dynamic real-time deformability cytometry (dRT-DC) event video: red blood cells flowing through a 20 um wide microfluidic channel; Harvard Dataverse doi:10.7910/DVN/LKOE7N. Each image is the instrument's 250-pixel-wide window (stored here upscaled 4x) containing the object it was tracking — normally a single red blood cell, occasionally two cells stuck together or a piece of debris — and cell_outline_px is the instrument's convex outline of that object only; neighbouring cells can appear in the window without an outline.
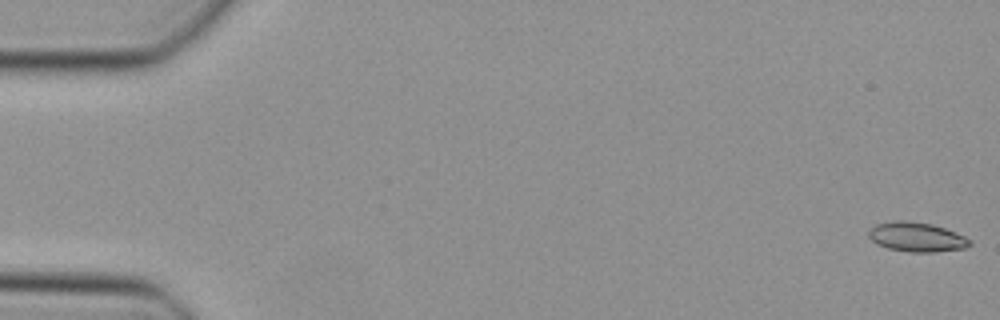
{"species": "Egyptian fruit bat (a non-hibernating species)", "species_latin": "Rousettus aegyptiacus", "temperature_condition": "cold", "stored_images_in_passage": 19, "camera_frame_rate_fps": 3000, "um_per_image_px": 0.085, "animal": {"sex": "female"}, "frame": {"image": 1, "passage_image": 1, "time_ms": 0.0, "image_size_px": [1000, 320], "cell_outline_px": [[972, 244], [964, 248], [936, 252], [908, 252], [888, 248], [876, 244], [868, 236], [868, 232], [876, 224], [896, 220], [908, 220], [932, 224], [956, 232], [972, 240]], "centroid_in_image_um": [77.92, 20.14], "position_along_channel_um": 7.1, "area_um2": 17.46}}
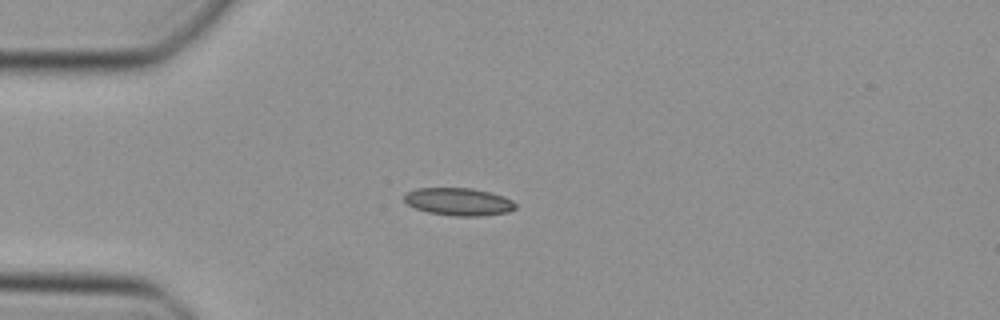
{"frame": {"image": 2, "passage_image": 13, "time_ms": 4.0, "image_size_px": [1000, 320], "cell_outline_px": [[516, 208], [508, 212], [484, 216], [452, 216], [428, 212], [416, 208], [408, 204], [404, 200], [404, 192], [416, 188], [472, 188], [504, 196], [512, 200], [516, 204]], "centroid_in_image_um": [38.98, 17.14], "position_along_channel_um": 46.0, "area_um2": 18.03}}
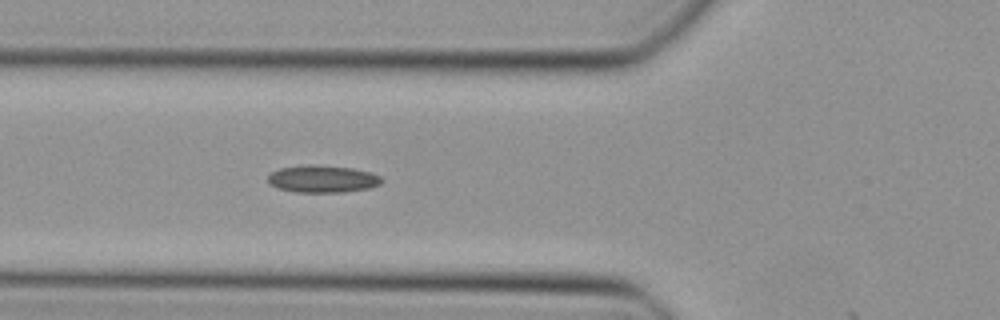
{"frame": {"image": 3, "passage_image": 18, "time_ms": 5.667, "image_size_px": [1000, 320], "cell_outline_px": [[384, 180], [380, 184], [372, 188], [344, 192], [296, 192], [276, 188], [268, 184], [268, 176], [272, 172], [280, 168], [352, 168], [372, 172], [380, 176]], "centroid_in_image_um": [27.48, 15.28], "position_along_channel_um": 98.3, "area_um2": 17.22}}